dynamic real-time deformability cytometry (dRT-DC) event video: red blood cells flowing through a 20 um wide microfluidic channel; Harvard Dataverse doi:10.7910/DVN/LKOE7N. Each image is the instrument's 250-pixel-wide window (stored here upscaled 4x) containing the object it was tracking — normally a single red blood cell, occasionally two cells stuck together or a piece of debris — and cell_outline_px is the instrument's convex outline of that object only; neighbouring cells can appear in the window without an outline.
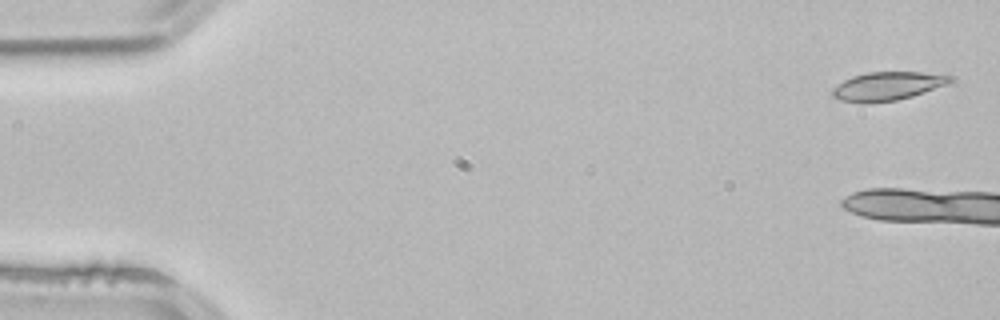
{"species": "common noctule bat (a hibernating species)", "species_latin": "Nyctalus noctula", "temperature_condition": "room temperature", "stored_images_in_passage": 3, "camera_frame_rate_fps": 3000, "um_per_image_px": 0.085, "animal": {"sex": "male", "body_mass_g": 21.5, "forearm_length_mm": 52.0}, "frame": {"image": 1, "passage_image": 1, "time_ms": 0.0, "image_size_px": [1000, 320], "cell_outline_px": [[956, 76], [948, 84], [912, 96], [896, 100], [864, 104], [840, 100], [832, 96], [832, 88], [844, 80], [852, 76], [868, 72], [920, 72]], "centroid_in_image_um": [75.42, 7.32], "position_along_channel_um": 9.6, "area_um2": 19.65}}